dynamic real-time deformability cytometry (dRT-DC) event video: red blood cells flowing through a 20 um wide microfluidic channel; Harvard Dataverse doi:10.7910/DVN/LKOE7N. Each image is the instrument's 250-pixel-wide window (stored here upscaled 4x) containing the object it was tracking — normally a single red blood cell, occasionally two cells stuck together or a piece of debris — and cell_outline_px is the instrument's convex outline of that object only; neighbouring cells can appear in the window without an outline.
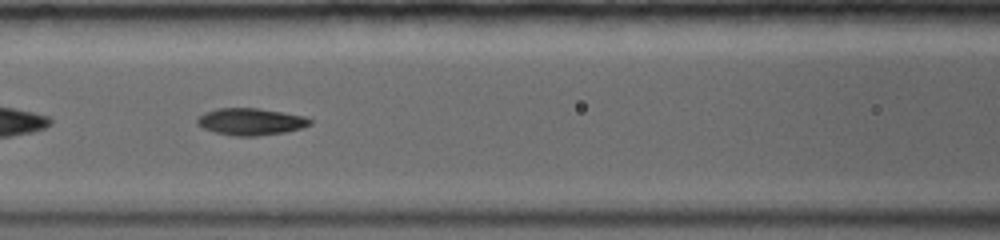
{"species": "common noctule bat (a hibernating species)", "species_latin": "Nyctalus noctula", "temperature_condition": "warm", "stored_images_in_passage": 25, "camera_frame_rate_fps": 5000, "um_per_image_px": 0.085, "animal": {"sex": "female", "body_mass_g": 19.0, "forearm_length_mm": 56.7}, "frame": {"image": 1, "passage_image": 8, "time_ms": 3.0, "image_size_px": [1000, 240], "cell_outline_px": [[312, 124], [304, 128], [288, 132], [256, 136], [236, 136], [216, 132], [204, 128], [196, 124], [196, 120], [204, 112], [216, 108], [256, 108], [284, 112], [304, 116], [312, 120]], "centroid_in_image_um": [21.35, 10.34], "position_along_channel_um": 145.2, "area_um2": 17.86}}